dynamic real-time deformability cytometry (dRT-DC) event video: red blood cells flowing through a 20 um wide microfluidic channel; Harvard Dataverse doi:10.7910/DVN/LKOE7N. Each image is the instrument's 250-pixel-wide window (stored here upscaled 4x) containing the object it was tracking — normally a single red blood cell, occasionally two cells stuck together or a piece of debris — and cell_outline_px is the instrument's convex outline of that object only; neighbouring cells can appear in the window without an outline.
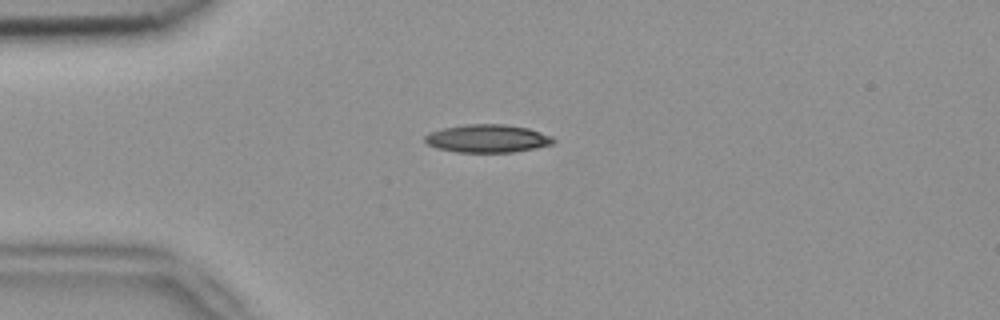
{"species": "common noctule bat (a hibernating species)", "species_latin": "Nyctalus noctula", "temperature_condition": "room temperature", "stored_images_in_passage": 2, "camera_frame_rate_fps": 3000, "um_per_image_px": 0.085, "animal": {"sex": "female", "body_mass_g": 18.4}, "frame": {"image": 1, "passage_image": 1, "time_ms": 0.0, "image_size_px": [1000, 320], "cell_outline_px": [[556, 140], [552, 144], [536, 148], [512, 152], [456, 152], [436, 148], [428, 144], [424, 140], [424, 136], [432, 132], [444, 128], [464, 124], [504, 124], [528, 128], [552, 136]], "centroid_in_image_um": [41.44, 11.77], "position_along_channel_um": 43.6, "area_um2": 20.92}}
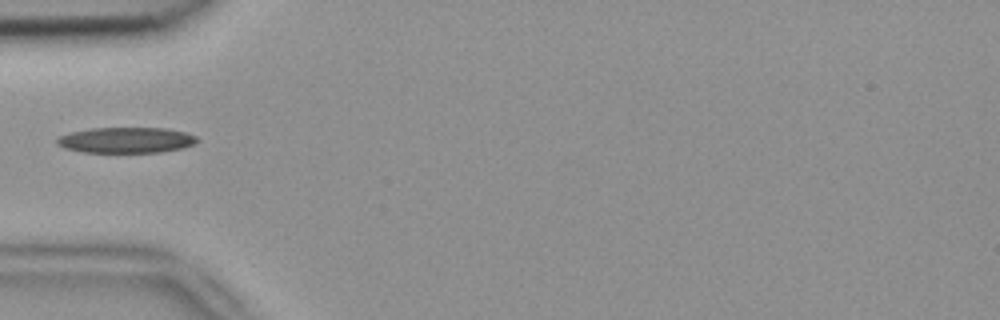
{"frame": {"image": 2, "passage_image": 2, "time_ms": 0.333, "image_size_px": [1000, 320], "cell_outline_px": [[200, 140], [192, 144], [180, 148], [160, 152], [84, 152], [64, 148], [56, 144], [56, 140], [60, 136], [72, 132], [92, 128], [168, 128], [184, 132], [196, 136]], "centroid_in_image_um": [10.72, 11.9], "position_along_channel_um": 74.3, "area_um2": 20.81}}